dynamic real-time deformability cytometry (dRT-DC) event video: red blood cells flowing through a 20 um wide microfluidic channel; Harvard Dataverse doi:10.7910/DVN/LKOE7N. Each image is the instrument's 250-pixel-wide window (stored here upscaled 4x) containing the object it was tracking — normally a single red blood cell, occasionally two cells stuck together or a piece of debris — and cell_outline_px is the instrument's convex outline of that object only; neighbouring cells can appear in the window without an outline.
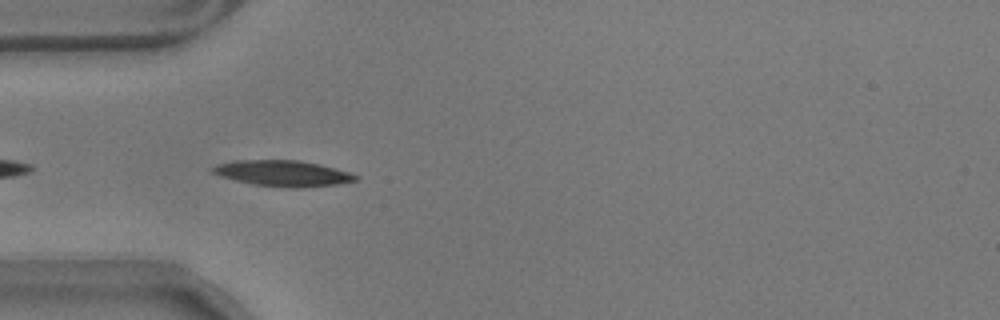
{"species": "common noctule bat (a hibernating species)", "species_latin": "Nyctalus noctula", "temperature_condition": "warm", "stored_images_in_passage": 21, "camera_frame_rate_fps": 3000, "um_per_image_px": 0.085, "animal": {"sex": "male", "body_mass_g": 17.9}, "frame": {"image": 1, "passage_image": 4, "time_ms": 1.0, "image_size_px": [1000, 320], "cell_outline_px": [[360, 176], [356, 180], [336, 184], [300, 188], [288, 188], [252, 184], [236, 180], [212, 172], [208, 168], [216, 164], [232, 160], [300, 160], [320, 164], [348, 172]], "centroid_in_image_um": [24.02, 14.72], "position_along_channel_um": 61.0, "area_um2": 21.56}}
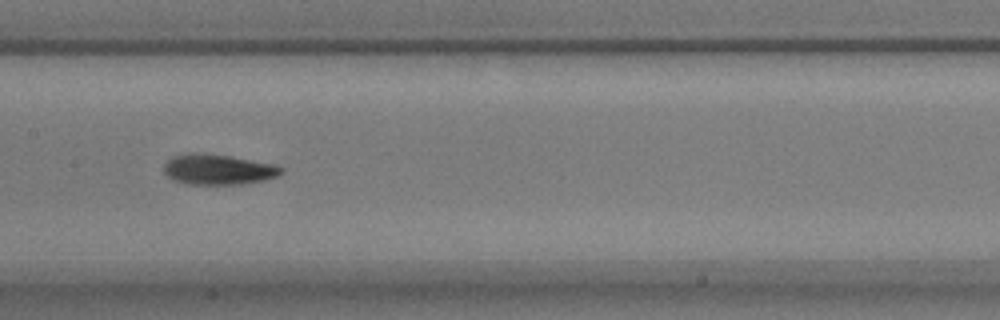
{"frame": {"image": 2, "passage_image": 15, "time_ms": 4.667, "image_size_px": [1000, 320], "cell_outline_px": [[284, 172], [276, 176], [264, 180], [240, 184], [188, 184], [176, 180], [168, 176], [164, 172], [164, 164], [172, 156], [192, 152], [200, 152], [232, 156], [276, 164], [284, 168]], "centroid_in_image_um": [18.57, 14.38], "position_along_channel_um": 188.8, "area_um2": 20.92}}